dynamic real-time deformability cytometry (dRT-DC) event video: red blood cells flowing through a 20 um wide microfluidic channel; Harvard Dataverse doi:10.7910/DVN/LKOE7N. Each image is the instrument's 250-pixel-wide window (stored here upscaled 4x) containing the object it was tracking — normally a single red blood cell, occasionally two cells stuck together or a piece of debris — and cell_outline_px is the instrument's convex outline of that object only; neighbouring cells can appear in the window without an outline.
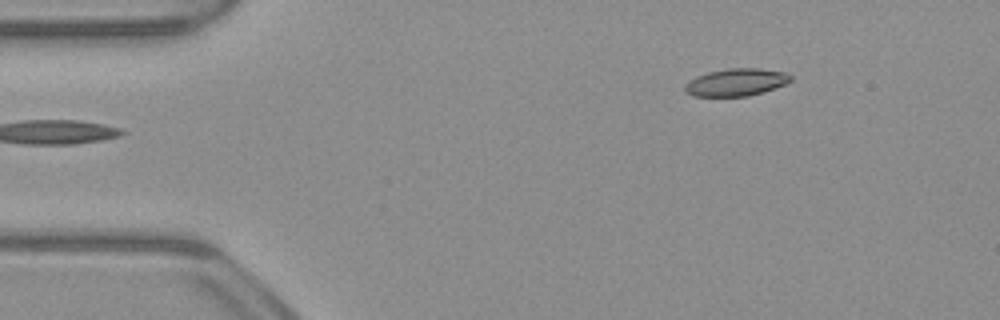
{"species": "common noctule bat (a hibernating species)", "species_latin": "Nyctalus noctula", "temperature_condition": "warm", "stored_images_in_passage": 46, "camera_frame_rate_fps": 3000, "um_per_image_px": 0.085, "animal": {"sex": "male", "body_mass_g": 23.1, "forearm_length_mm": 52.7}, "frame": {"image": 1, "passage_image": 1, "time_ms": 0.0, "image_size_px": [1000, 320], "cell_outline_px": [[792, 80], [784, 84], [764, 92], [748, 96], [692, 96], [684, 92], [684, 84], [688, 80], [696, 76], [708, 72], [728, 68], [760, 68], [784, 72], [792, 76]], "centroid_in_image_um": [62.53, 6.99], "position_along_channel_um": 22.5, "area_um2": 17.05}}
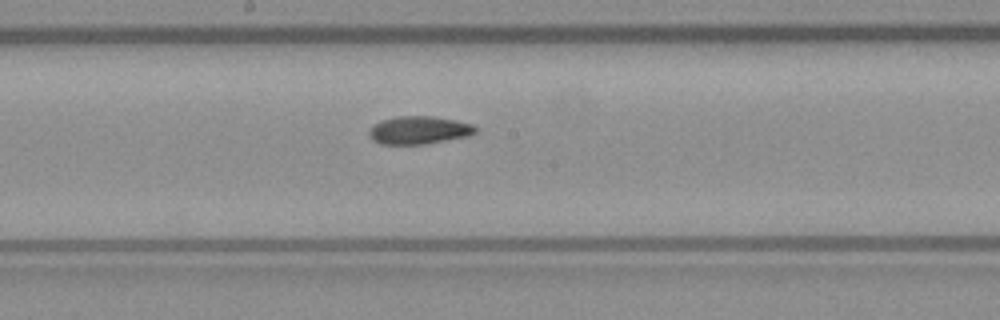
{"frame": {"image": 2, "passage_image": 21, "time_ms": 6.667, "image_size_px": [1000, 320], "cell_outline_px": [[476, 132], [468, 136], [424, 144], [380, 144], [372, 140], [368, 132], [380, 120], [396, 116], [432, 116], [456, 120], [472, 124], [476, 128]], "centroid_in_image_um": [35.6, 11.06], "position_along_channel_um": 212.6, "area_um2": 17.22}}
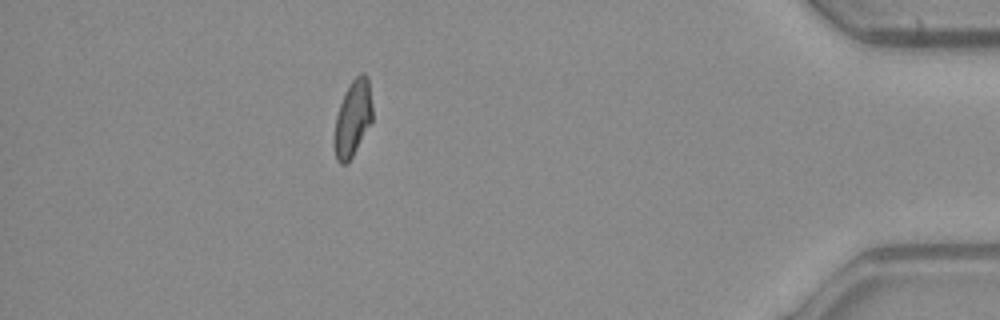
{"frame": {"image": 3, "passage_image": 40, "time_ms": 13.0, "image_size_px": [1000, 320], "cell_outline_px": [[372, 120], [352, 156], [344, 164], [340, 164], [336, 160], [332, 144], [332, 140], [336, 116], [344, 92], [352, 80], [360, 72], [364, 72], [368, 76], [372, 104]], "centroid_in_image_um": [29.95, 10.04], "position_along_channel_um": 405.2, "area_um2": 17.11}, "authors_computed_cell_mechanics": {"area_um2": 17.2822, "velocity_mm_per_s": 3.9246, "shape_relaxation_time_tau1_ms": 7.8123, "shape_relaxation_time_tau2_ms": 4.0732, "deformation_change_tau1": 0.2001, "deformation_change_tau2": 0.096}}